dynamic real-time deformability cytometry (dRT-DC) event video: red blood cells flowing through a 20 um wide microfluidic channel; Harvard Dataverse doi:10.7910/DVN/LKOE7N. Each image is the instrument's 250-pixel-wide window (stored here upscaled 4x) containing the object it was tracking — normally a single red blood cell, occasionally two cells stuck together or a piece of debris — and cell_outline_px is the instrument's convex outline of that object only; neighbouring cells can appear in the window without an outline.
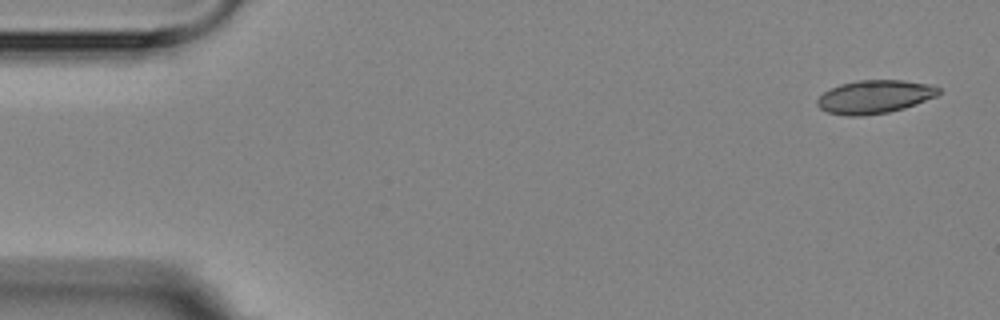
{"species": "Egyptian fruit bat (a non-hibernating species)", "species_latin": "Rousettus aegyptiacus", "temperature_condition": "room temperature", "stored_images_in_passage": 5, "camera_frame_rate_fps": 3000, "um_per_image_px": 0.085, "animal": {"sex": "female"}, "frame": {"image": 1, "passage_image": 1, "time_ms": 0.0, "image_size_px": [1000, 320], "cell_outline_px": [[940, 92], [936, 96], [916, 104], [904, 108], [888, 112], [864, 116], [848, 116], [828, 112], [820, 108], [816, 104], [816, 100], [824, 92], [840, 84], [856, 80], [904, 80], [932, 84], [940, 88]], "centroid_in_image_um": [74.35, 8.22], "position_along_channel_um": 10.6, "area_um2": 23.64}}
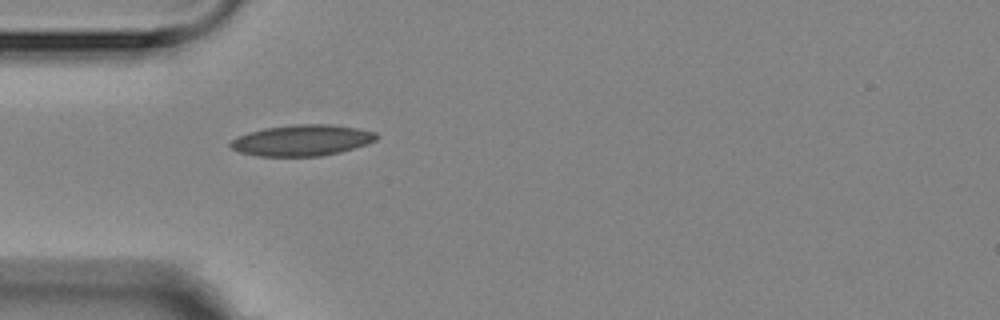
{"frame": {"image": 2, "passage_image": 5, "time_ms": 4.667, "image_size_px": [1000, 320], "cell_outline_px": [[380, 136], [376, 140], [340, 152], [320, 156], [256, 156], [240, 152], [232, 148], [228, 144], [236, 136], [248, 132], [264, 128], [292, 124], [332, 124], [356, 128], [376, 132]], "centroid_in_image_um": [25.64, 11.92], "position_along_channel_um": 59.4, "area_um2": 26.47}}